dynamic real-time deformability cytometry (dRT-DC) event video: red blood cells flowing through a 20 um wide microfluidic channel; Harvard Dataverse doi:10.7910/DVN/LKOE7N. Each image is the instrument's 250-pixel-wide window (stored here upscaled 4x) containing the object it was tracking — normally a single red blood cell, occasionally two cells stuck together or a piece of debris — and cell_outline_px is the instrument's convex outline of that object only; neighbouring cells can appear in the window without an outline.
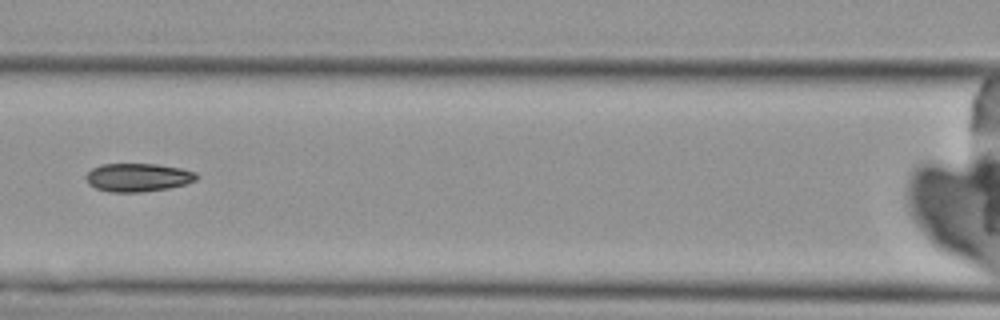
{"species": "Egyptian fruit bat (a non-hibernating species)", "species_latin": "Rousettus aegyptiacus", "temperature_condition": "cold", "stored_images_in_passage": 7, "camera_frame_rate_fps": 3000, "um_per_image_px": 0.085, "animal": {"sex": "female"}, "frame": {"image": 1, "passage_image": 7, "time_ms": 8.333, "image_size_px": [1000, 320], "cell_outline_px": [[200, 176], [196, 180], [184, 184], [168, 188], [140, 192], [108, 192], [96, 188], [88, 184], [84, 176], [92, 168], [100, 164], [156, 164], [180, 168], [196, 172]], "centroid_in_image_um": [11.7, 15.08], "position_along_channel_um": 154.9, "area_um2": 18.32}}